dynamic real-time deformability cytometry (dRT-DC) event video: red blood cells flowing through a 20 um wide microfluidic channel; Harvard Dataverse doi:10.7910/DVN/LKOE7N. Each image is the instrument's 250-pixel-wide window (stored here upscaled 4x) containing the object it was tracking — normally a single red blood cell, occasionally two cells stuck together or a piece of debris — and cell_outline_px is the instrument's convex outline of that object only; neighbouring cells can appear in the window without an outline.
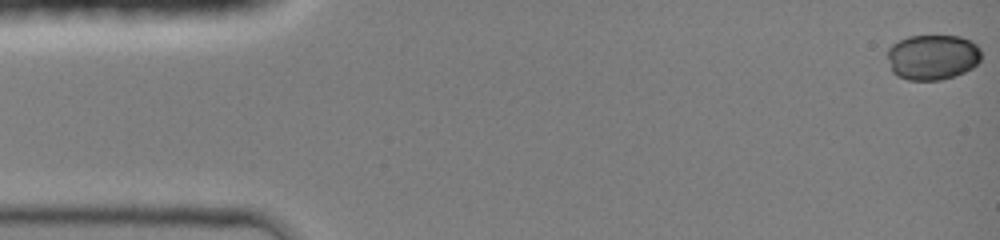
{"species": "common noctule bat (a hibernating species)", "species_latin": "Nyctalus noctula", "temperature_condition": "room temperature", "stored_images_in_passage": 42, "camera_frame_rate_fps": 3000, "um_per_image_px": 0.085, "animal": {"sex": "female", "body_mass_g": 19.0, "forearm_length_mm": 51.5}, "frame": {"image": 1, "passage_image": 1, "time_ms": 0.0, "image_size_px": [1000, 240], "cell_outline_px": [[980, 60], [972, 68], [964, 72], [940, 80], [908, 80], [896, 76], [892, 72], [888, 60], [888, 48], [892, 44], [908, 36], [960, 36], [972, 40], [980, 48]], "centroid_in_image_um": [79.26, 4.85], "position_along_channel_um": 5.7, "area_um2": 24.91}}
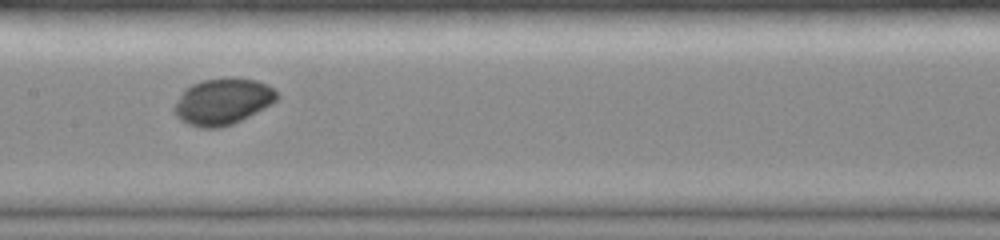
{"frame": {"image": 2, "passage_image": 23, "time_ms": 7.333, "image_size_px": [1000, 240], "cell_outline_px": [[280, 96], [272, 104], [232, 124], [220, 128], [200, 128], [188, 124], [180, 120], [176, 116], [172, 108], [184, 88], [192, 84], [204, 80], [256, 80], [272, 88]], "centroid_in_image_um": [18.88, 8.68], "position_along_channel_um": 188.5, "area_um2": 27.11}}
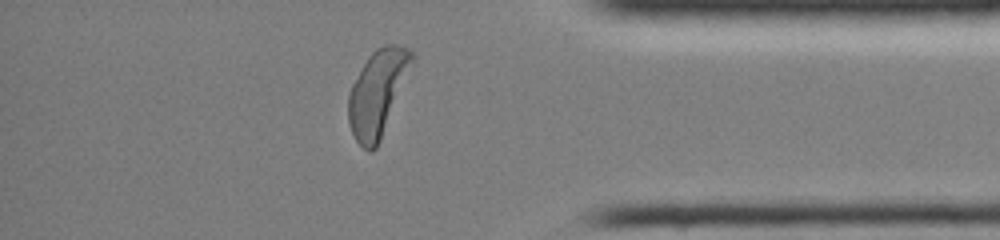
{"frame": {"image": 3, "passage_image": 39, "time_ms": 12.667, "image_size_px": [1000, 240], "cell_outline_px": [[416, 60], [380, 140], [376, 148], [372, 152], [368, 152], [356, 140], [352, 132], [348, 120], [348, 92], [352, 84], [368, 56], [376, 48], [384, 44], [396, 44], [408, 48], [416, 56]], "centroid_in_image_um": [32.12, 7.85], "position_along_channel_um": 403.1, "area_um2": 32.02}, "authors_computed_cell_mechanics": {"area_um2": 27.6284, "velocity_mm_per_s": 4.2333, "shape_relaxation_time_tau1_ms": 0.8968, "shape_relaxation_time_tau2_ms": null, "deformation_change_tau1": 0.0605, "deformation_change_tau2": null}}